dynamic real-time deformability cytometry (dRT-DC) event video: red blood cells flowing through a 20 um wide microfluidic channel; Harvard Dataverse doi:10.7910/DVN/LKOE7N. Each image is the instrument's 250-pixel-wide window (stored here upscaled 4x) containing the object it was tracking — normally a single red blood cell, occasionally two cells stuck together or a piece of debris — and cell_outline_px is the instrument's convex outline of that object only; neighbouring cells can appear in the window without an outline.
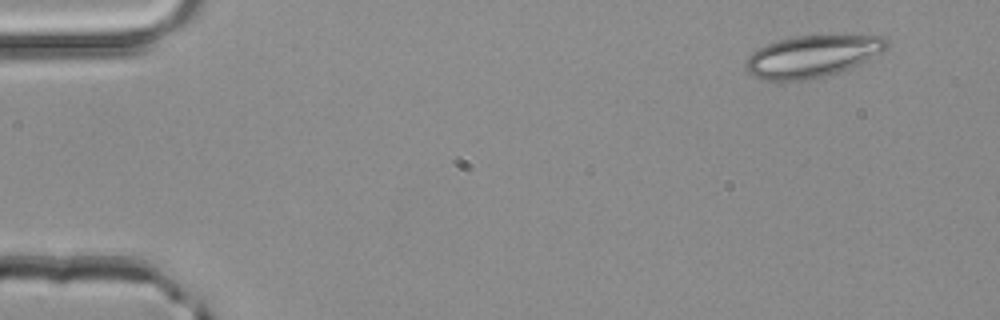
{"species": "common noctule bat (a hibernating species)", "species_latin": "Nyctalus noctula", "temperature_condition": "room temperature", "stored_images_in_passage": 47, "camera_frame_rate_fps": 3000, "um_per_image_px": 0.085, "animal": {"sex": "male", "body_mass_g": 20.4}, "frame": {"image": 1, "passage_image": 1, "time_ms": 0.0, "image_size_px": [1000, 320], "cell_outline_px": [[892, 40], [888, 48], [868, 60], [852, 68], [824, 76], [800, 80], [764, 80], [752, 76], [744, 68], [744, 60], [752, 52], [776, 40], [796, 36], [888, 36]], "centroid_in_image_um": [69.06, 4.78], "position_along_channel_um": 15.9, "area_um2": 34.56}}
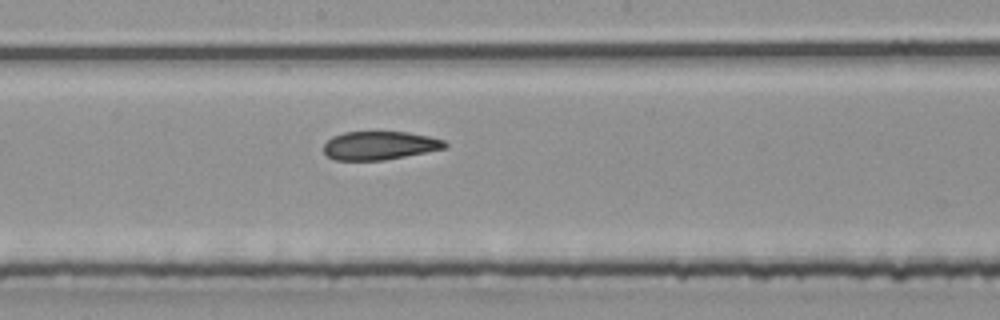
{"frame": {"image": 2, "passage_image": 24, "time_ms": 7.667, "image_size_px": [1000, 320], "cell_outline_px": [[448, 148], [384, 160], [336, 160], [328, 156], [324, 152], [324, 144], [332, 136], [344, 132], [408, 132], [428, 136], [444, 140], [448, 144]], "centroid_in_image_um": [32.29, 12.37], "position_along_channel_um": 215.9, "area_um2": 20.11}}
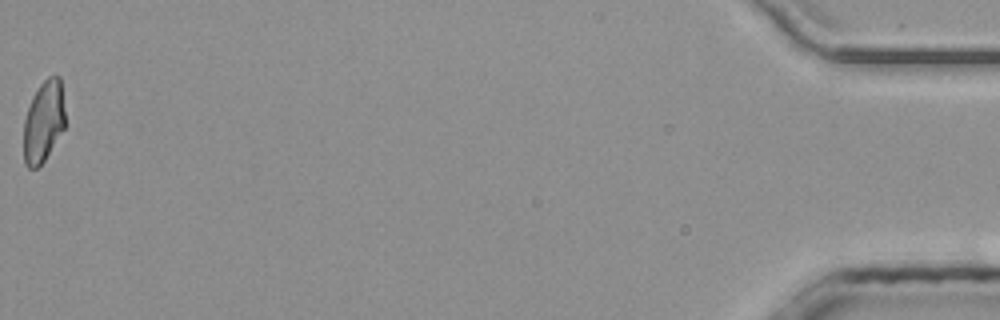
{"frame": {"image": 3, "passage_image": 47, "time_ms": 15.333, "image_size_px": [1000, 320], "cell_outline_px": [[64, 128], [44, 160], [36, 168], [28, 168], [24, 164], [24, 120], [32, 96], [40, 84], [48, 76], [60, 76], [64, 108]], "centroid_in_image_um": [3.69, 10.31], "position_along_channel_um": 431.5, "area_um2": 19.48}, "authors_computed_cell_mechanics": {"area_um2": 21.386, "velocity_mm_per_s": 4.1793, "shape_relaxation_time_tau1_ms": null, "shape_relaxation_time_tau2_ms": 3.039, "deformation_change_tau1": null, "deformation_change_tau2": 0.1075}}